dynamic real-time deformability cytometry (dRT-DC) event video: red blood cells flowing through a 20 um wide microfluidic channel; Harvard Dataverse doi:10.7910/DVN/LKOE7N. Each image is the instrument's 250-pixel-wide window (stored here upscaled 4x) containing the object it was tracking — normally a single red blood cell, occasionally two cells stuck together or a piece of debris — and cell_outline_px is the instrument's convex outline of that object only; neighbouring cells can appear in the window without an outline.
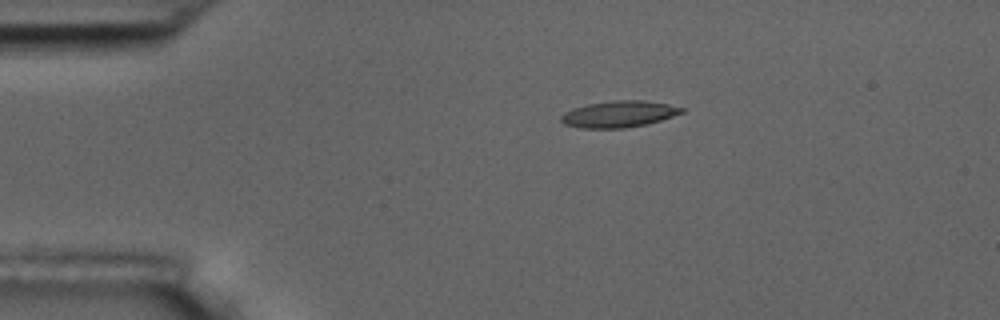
{"species": "common noctule bat (a hibernating species)", "species_latin": "Nyctalus noctula", "temperature_condition": "room temperature", "stored_images_in_passage": 4, "camera_frame_rate_fps": 3000, "um_per_image_px": 0.085, "animal": {"sex": "male", "body_mass_g": 17.5, "forearm_length_mm": 52.3}, "frame": {"image": 1, "passage_image": 2, "time_ms": 1.333, "image_size_px": [1000, 320], "cell_outline_px": [[684, 112], [648, 124], [624, 128], [580, 128], [564, 124], [560, 120], [560, 116], [564, 112], [572, 108], [588, 104], [616, 100], [644, 100], [668, 104], [684, 108]], "centroid_in_image_um": [52.58, 9.7], "position_along_channel_um": 32.4, "area_um2": 18.61}}